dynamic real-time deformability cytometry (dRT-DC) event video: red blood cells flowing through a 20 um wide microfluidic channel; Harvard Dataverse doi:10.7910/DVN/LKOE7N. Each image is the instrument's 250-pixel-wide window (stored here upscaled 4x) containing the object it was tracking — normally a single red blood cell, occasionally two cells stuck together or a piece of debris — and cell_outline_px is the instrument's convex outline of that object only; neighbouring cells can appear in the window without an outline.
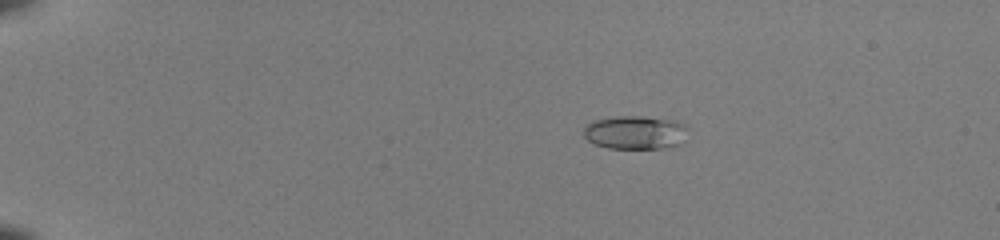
{"species": "common noctule bat (a hibernating species)", "species_latin": "Nyctalus noctula", "temperature_condition": "room temperature", "stored_images_in_passage": 53, "camera_frame_rate_fps": 3000, "um_per_image_px": 0.085, "animal": {"sex": "female", "body_mass_g": 22.0, "forearm_length_mm": 56.7}, "frame": {"image": 1, "passage_image": 12, "time_ms": 3.667, "image_size_px": [1000, 240], "cell_outline_px": [[692, 128], [684, 144], [660, 148], [608, 148], [596, 144], [588, 140], [584, 136], [584, 128], [592, 120], [616, 116], [640, 116], [676, 120]], "centroid_in_image_um": [54.1, 11.25], "position_along_channel_um": 30.9, "area_um2": 20.87}}
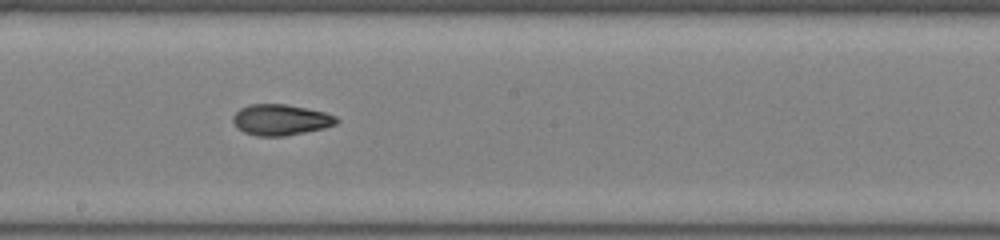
{"frame": {"image": 2, "passage_image": 33, "time_ms": 10.667, "image_size_px": [1000, 240], "cell_outline_px": [[340, 120], [336, 124], [324, 128], [284, 136], [256, 136], [244, 132], [236, 128], [232, 120], [232, 116], [240, 108], [248, 104], [284, 104], [324, 112], [336, 116]], "centroid_in_image_um": [23.82, 10.18], "position_along_channel_um": 224.4, "area_um2": 18.67}}
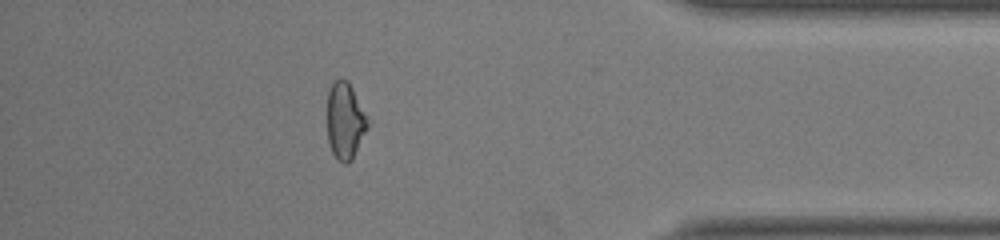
{"frame": {"image": 3, "passage_image": 48, "time_ms": 15.667, "image_size_px": [1000, 240], "cell_outline_px": [[368, 128], [352, 160], [348, 164], [344, 164], [332, 152], [328, 140], [328, 92], [332, 84], [340, 76], [348, 80], [368, 116]], "centroid_in_image_um": [29.36, 10.25], "position_along_channel_um": 405.8, "area_um2": 18.15}, "authors_computed_cell_mechanics": {"area_um2": 18.8428, "velocity_mm_per_s": 4.1085, "shape_relaxation_time_tau1_ms": 10.5505, "shape_relaxation_time_tau2_ms": 2.3529, "deformation_change_tau1": 0.2794, "deformation_change_tau2": 0.0858}}